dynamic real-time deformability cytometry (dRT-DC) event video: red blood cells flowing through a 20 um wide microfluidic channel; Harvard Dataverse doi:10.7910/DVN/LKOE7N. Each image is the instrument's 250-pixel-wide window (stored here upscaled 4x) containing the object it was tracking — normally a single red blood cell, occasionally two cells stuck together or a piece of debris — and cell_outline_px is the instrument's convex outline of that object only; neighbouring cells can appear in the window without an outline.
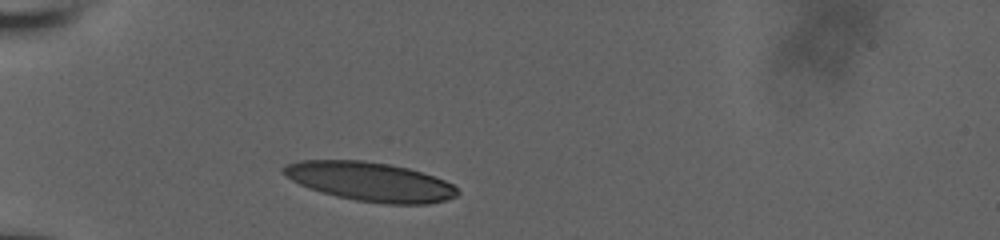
{"species": "human", "species_latin": "Homo sapiens", "temperature_condition": "room temperature", "stored_images_in_passage": 33, "camera_frame_rate_fps": 3000, "um_per_image_px": 0.085, "donor": {"sex": "male"}, "frame": {"image": 1, "passage_image": 1, "time_ms": 0.0, "image_size_px": [1000, 240], "cell_outline_px": [[460, 192], [456, 196], [444, 200], [428, 204], [388, 204], [356, 200], [336, 196], [308, 188], [292, 180], [280, 172], [280, 168], [288, 164], [300, 160], [364, 160], [388, 164], [408, 168], [444, 180], [452, 184]], "centroid_in_image_um": [31.43, 15.43], "position_along_channel_um": 53.6, "area_um2": 39.42}}
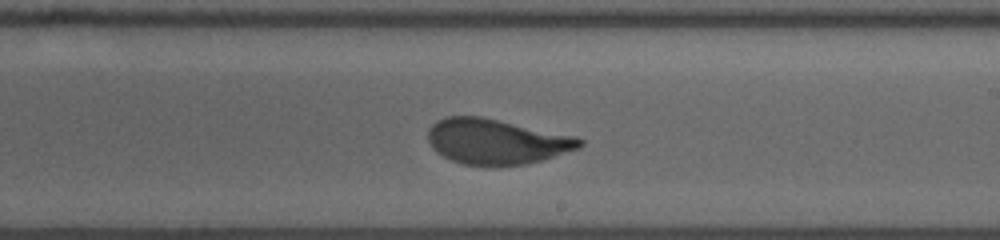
{"frame": {"image": 2, "passage_image": 18, "time_ms": 5.667, "image_size_px": [1000, 240], "cell_outline_px": [[584, 144], [580, 148], [540, 160], [524, 164], [500, 168], [492, 168], [464, 164], [452, 160], [436, 152], [432, 148], [428, 140], [428, 128], [436, 120], [448, 116], [480, 116], [576, 136], [584, 140]], "centroid_in_image_um": [42.18, 12.05], "position_along_channel_um": 246.8, "area_um2": 40.52}}
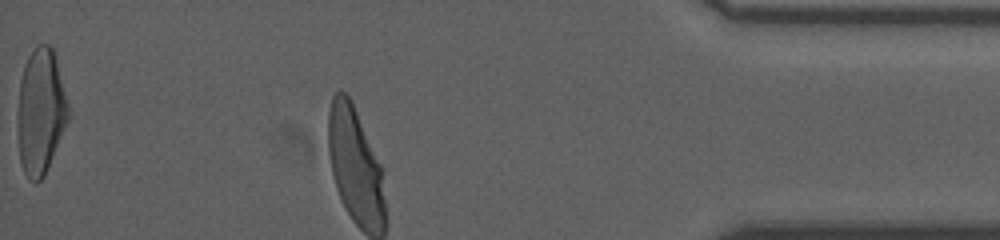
{"frame": {"image": 3, "passage_image": 33, "time_ms": 10.667, "image_size_px": [1000, 240], "cell_outline_px": [[68, 120], [44, 176], [36, 184], [28, 180], [24, 172], [20, 160], [20, 80], [24, 64], [28, 56], [36, 44], [48, 44], [52, 48], [68, 104]], "centroid_in_image_um": [3.47, 9.48], "position_along_channel_um": 431.7, "area_um2": 35.84}, "authors_computed_cell_mechanics": {"area_um2": 40.171, "velocity_mm_per_s": 3.7989, "shape_relaxation_time_tau1_ms": 3.8901, "shape_relaxation_time_tau2_ms": null, "deformation_change_tau1": 0.1855, "deformation_change_tau2": null}}